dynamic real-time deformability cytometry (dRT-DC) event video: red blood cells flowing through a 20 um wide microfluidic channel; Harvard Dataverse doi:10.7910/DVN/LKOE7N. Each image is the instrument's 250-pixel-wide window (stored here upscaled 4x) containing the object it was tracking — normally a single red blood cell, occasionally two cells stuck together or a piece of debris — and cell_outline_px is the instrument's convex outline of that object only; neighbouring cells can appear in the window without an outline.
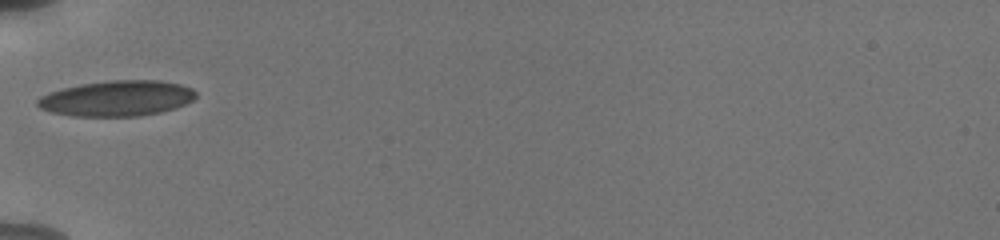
{"species": "human", "species_latin": "Homo sapiens", "temperature_condition": "cold", "stored_images_in_passage": 35, "camera_frame_rate_fps": 3000, "um_per_image_px": 0.085, "donor": {"sex": "male"}, "frame": {"image": 1, "passage_image": 1, "time_ms": 0.0, "image_size_px": [1000, 240], "cell_outline_px": [[196, 96], [192, 100], [176, 108], [160, 112], [136, 116], [72, 116], [52, 112], [40, 108], [36, 104], [36, 100], [40, 96], [48, 92], [80, 84], [112, 80], [160, 80], [180, 84], [192, 88], [196, 92]], "centroid_in_image_um": [9.93, 8.35], "position_along_channel_um": 75.1, "area_um2": 32.83}}
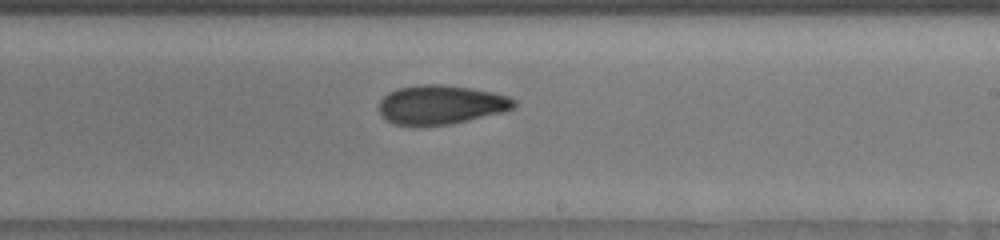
{"frame": {"image": 2, "passage_image": 15, "time_ms": 4.667, "image_size_px": [1000, 240], "cell_outline_px": [[516, 108], [504, 112], [452, 124], [416, 128], [392, 124], [380, 116], [380, 100], [388, 92], [396, 88], [416, 84], [440, 84], [472, 88], [492, 92], [508, 96], [516, 100]], "centroid_in_image_um": [37.45, 8.93], "position_along_channel_um": 251.6, "area_um2": 31.73}}
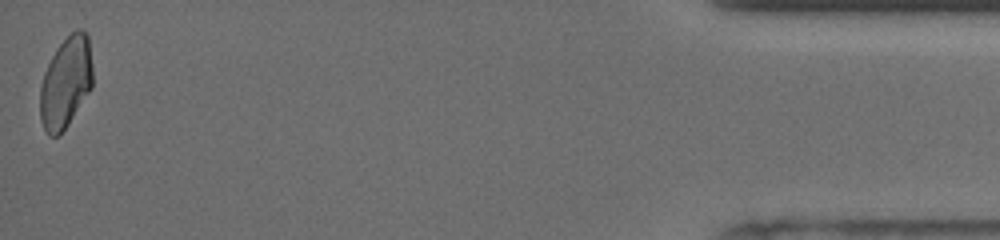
{"frame": {"image": 3, "passage_image": 35, "time_ms": 11.333, "image_size_px": [1000, 240], "cell_outline_px": [[92, 88], [60, 136], [48, 136], [40, 120], [40, 88], [44, 72], [56, 48], [76, 28], [80, 28], [88, 36], [92, 64]], "centroid_in_image_um": [5.59, 7.03], "position_along_channel_um": 429.6, "area_um2": 27.98}, "authors_computed_cell_mechanics": {"area_um2": 30.2294, "velocity_mm_per_s": 3.815, "shape_relaxation_time_tau1_ms": 6.2566, "shape_relaxation_time_tau2_ms": 2.7414, "deformation_change_tau1": 0.1666, "deformation_change_tau2": 0.0801}}